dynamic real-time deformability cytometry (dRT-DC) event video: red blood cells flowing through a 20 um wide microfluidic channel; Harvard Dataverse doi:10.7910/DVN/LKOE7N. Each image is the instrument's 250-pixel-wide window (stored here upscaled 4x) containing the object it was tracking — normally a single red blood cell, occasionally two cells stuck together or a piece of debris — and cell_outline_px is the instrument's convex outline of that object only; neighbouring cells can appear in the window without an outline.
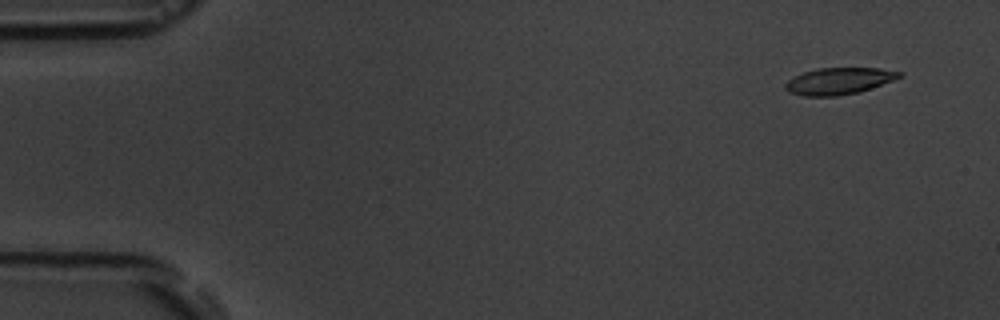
{"species": "common noctule bat (a hibernating species)", "species_latin": "Nyctalus noctula", "temperature_condition": "room temperature", "stored_images_in_passage": 5, "camera_frame_rate_fps": 3000, "um_per_image_px": 0.085, "animal": {"sex": "male", "body_mass_g": 19.5, "forearm_length_mm": 54.6}, "frame": {"image": 1, "passage_image": 1, "time_ms": 0.0, "image_size_px": [1000, 320], "cell_outline_px": [[904, 76], [860, 92], [836, 96], [804, 96], [788, 92], [784, 88], [784, 84], [788, 80], [804, 72], [820, 68], [880, 68], [904, 72]], "centroid_in_image_um": [71.33, 6.89], "position_along_channel_um": 13.7, "area_um2": 17.8}}